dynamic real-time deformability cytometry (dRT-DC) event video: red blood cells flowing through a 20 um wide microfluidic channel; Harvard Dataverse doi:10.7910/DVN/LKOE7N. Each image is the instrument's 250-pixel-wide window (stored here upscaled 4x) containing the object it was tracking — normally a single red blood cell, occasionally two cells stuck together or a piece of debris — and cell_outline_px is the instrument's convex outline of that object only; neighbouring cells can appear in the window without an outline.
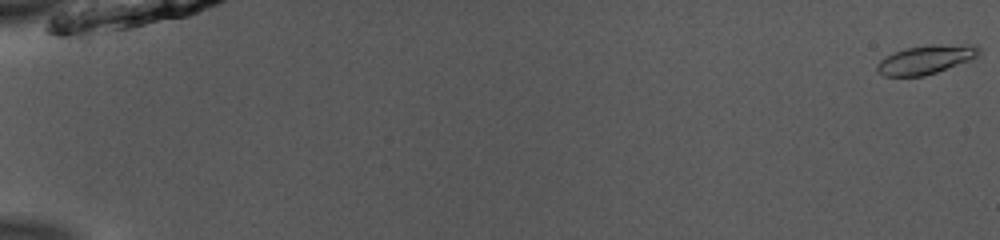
{"species": "common noctule bat (a hibernating species)", "species_latin": "Nyctalus noctula", "temperature_condition": "room temperature", "stored_images_in_passage": 53, "camera_frame_rate_fps": 3000, "um_per_image_px": 0.085, "animal": {"sex": "male", "body_mass_g": 13.0, "forearm_length_mm": 53.1}, "frame": {"image": 1, "passage_image": 1, "time_ms": 0.0, "image_size_px": [1000, 240], "cell_outline_px": [[980, 56], [972, 60], [924, 76], [884, 76], [876, 72], [876, 64], [880, 60], [896, 52], [908, 48], [928, 44], [976, 44], [980, 48]], "centroid_in_image_um": [78.76, 5.05], "position_along_channel_um": 6.2, "area_um2": 17.34}}
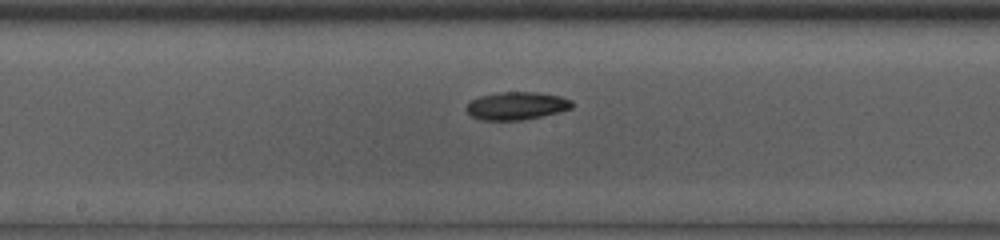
{"frame": {"image": 2, "passage_image": 30, "time_ms": 9.667, "image_size_px": [1000, 240], "cell_outline_px": [[576, 104], [572, 108], [560, 112], [520, 120], [480, 120], [472, 116], [464, 108], [472, 100], [480, 96], [500, 92], [536, 92], [560, 96], [572, 100]], "centroid_in_image_um": [43.94, 8.99], "position_along_channel_um": 204.3, "area_um2": 17.17}}
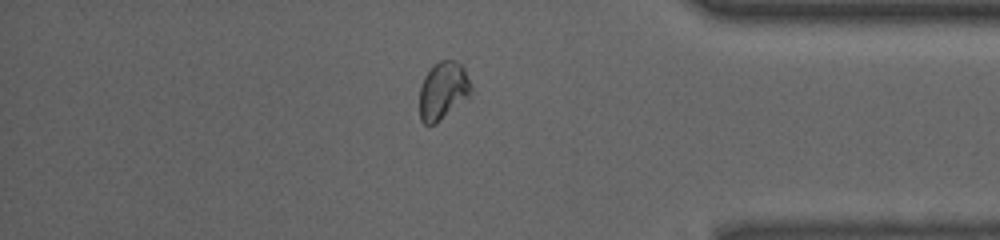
{"frame": {"image": 3, "passage_image": 46, "time_ms": 15.0, "image_size_px": [1000, 240], "cell_outline_px": [[472, 92], [468, 96], [436, 124], [424, 124], [420, 120], [420, 88], [424, 76], [432, 64], [440, 60], [456, 60], [464, 68], [472, 88]], "centroid_in_image_um": [37.64, 7.68], "position_along_channel_um": 397.6, "area_um2": 17.28}, "authors_computed_cell_mechanics": {"area_um2": 17.1666, "velocity_mm_per_s": 3.9504, "shape_relaxation_time_tau1_ms": 9.5969, "shape_relaxation_time_tau2_ms": null, "deformation_change_tau1": 0.1579, "deformation_change_tau2": null}}